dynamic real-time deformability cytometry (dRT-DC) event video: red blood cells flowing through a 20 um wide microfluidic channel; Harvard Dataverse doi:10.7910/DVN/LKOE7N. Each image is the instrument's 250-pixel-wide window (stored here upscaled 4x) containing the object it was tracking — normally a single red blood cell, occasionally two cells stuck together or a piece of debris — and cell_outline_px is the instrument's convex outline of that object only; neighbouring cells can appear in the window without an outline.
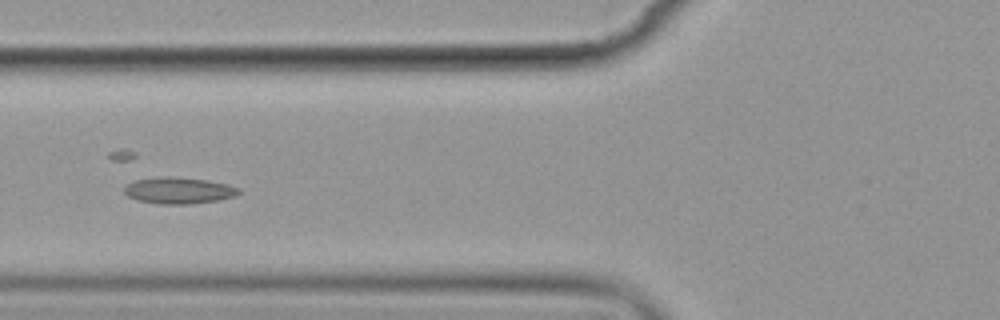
{"species": "common noctule bat (a hibernating species)", "species_latin": "Nyctalus noctula", "temperature_condition": "cold", "stored_images_in_passage": 6, "camera_frame_rate_fps": 3000, "um_per_image_px": 0.085, "animal": {"sex": "female", "body_mass_g": 19.9}, "frame": {"image": 1, "passage_image": 5, "time_ms": 4.667, "image_size_px": [1000, 320], "cell_outline_px": [[240, 192], [236, 196], [216, 200], [192, 204], [160, 204], [136, 200], [128, 196], [124, 192], [124, 188], [132, 180], [160, 176], [172, 176], [208, 180], [228, 184], [240, 188]], "centroid_in_image_um": [15.18, 16.18], "position_along_channel_um": 110.6, "area_um2": 17.86}}
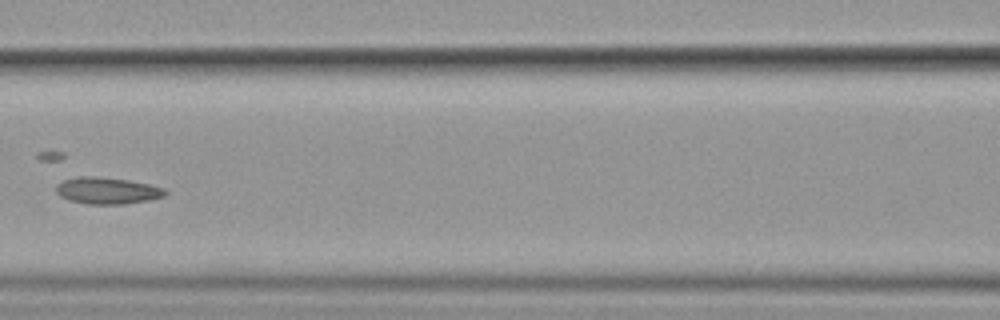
{"frame": {"image": 2, "passage_image": 6, "time_ms": 6.0, "image_size_px": [1000, 320], "cell_outline_px": [[168, 192], [164, 196], [148, 200], [124, 204], [88, 204], [68, 200], [60, 196], [56, 192], [56, 184], [64, 180], [80, 176], [92, 176], [128, 180], [148, 184], [164, 188]], "centroid_in_image_um": [9.1, 16.21], "position_along_channel_um": 157.5, "area_um2": 16.88}}